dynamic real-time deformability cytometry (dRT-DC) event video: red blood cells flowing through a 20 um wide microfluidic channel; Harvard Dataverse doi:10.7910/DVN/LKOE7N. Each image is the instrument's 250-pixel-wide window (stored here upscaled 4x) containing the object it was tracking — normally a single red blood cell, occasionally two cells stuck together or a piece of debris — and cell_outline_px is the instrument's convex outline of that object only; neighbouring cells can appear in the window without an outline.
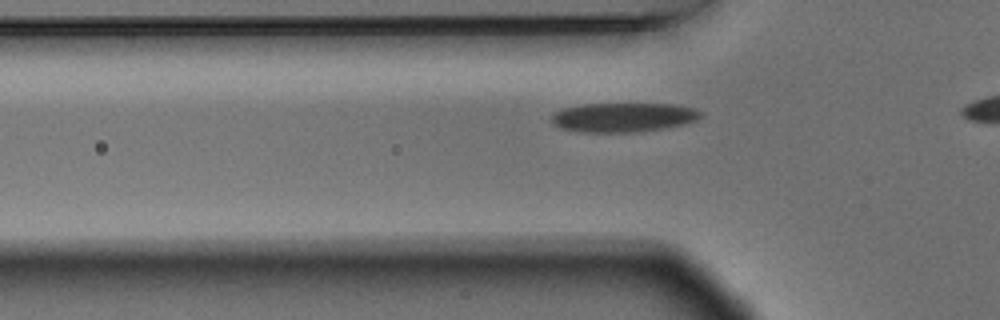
{"species": "Egyptian fruit bat (a non-hibernating species)", "species_latin": "Rousettus aegyptiacus", "temperature_condition": "warm", "stored_images_in_passage": 20, "camera_frame_rate_fps": 3000, "um_per_image_px": 0.085, "animal": {"sex": "male"}, "frame": {"image": 1, "passage_image": 7, "time_ms": 2.0, "image_size_px": [1000, 320], "cell_outline_px": [[700, 116], [696, 120], [680, 124], [660, 128], [636, 132], [580, 132], [560, 128], [552, 124], [552, 116], [556, 112], [564, 108], [584, 104], [672, 104], [692, 108], [700, 112]], "centroid_in_image_um": [52.9, 9.97], "position_along_channel_um": 72.9, "area_um2": 24.97}}
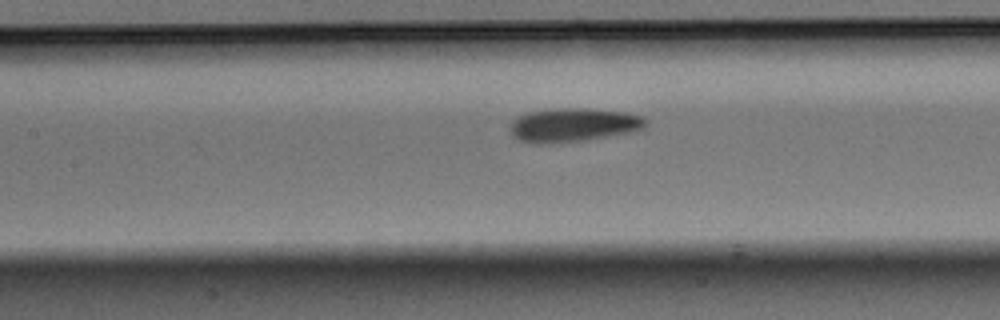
{"frame": {"image": 2, "passage_image": 14, "time_ms": 4.333, "image_size_px": [1000, 320], "cell_outline_px": [[644, 128], [628, 132], [584, 140], [540, 144], [520, 140], [512, 136], [512, 120], [516, 116], [528, 112], [556, 108], [588, 108], [624, 112], [640, 116], [644, 120]], "centroid_in_image_um": [48.67, 10.61], "position_along_channel_um": 158.7, "area_um2": 26.18}}
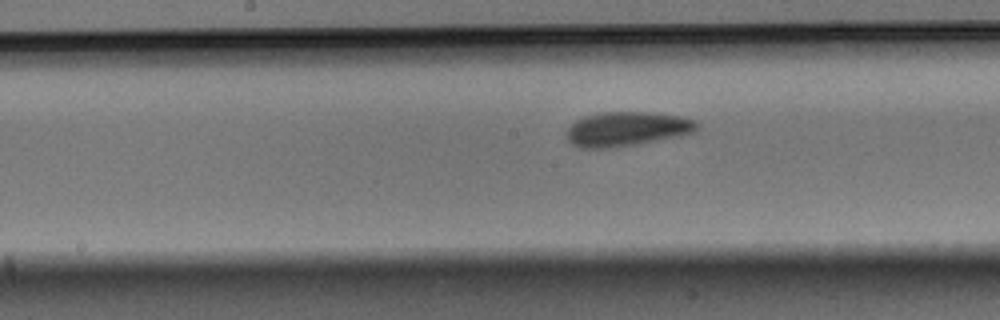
{"frame": {"image": 3, "passage_image": 17, "time_ms": 5.333, "image_size_px": [1000, 320], "cell_outline_px": [[696, 128], [692, 132], [680, 136], [636, 144], [608, 148], [580, 148], [572, 144], [568, 140], [564, 132], [576, 120], [584, 116], [600, 112], [648, 112], [680, 116], [696, 120]], "centroid_in_image_um": [53.22, 10.96], "position_along_channel_um": 195.0, "area_um2": 26.07}}